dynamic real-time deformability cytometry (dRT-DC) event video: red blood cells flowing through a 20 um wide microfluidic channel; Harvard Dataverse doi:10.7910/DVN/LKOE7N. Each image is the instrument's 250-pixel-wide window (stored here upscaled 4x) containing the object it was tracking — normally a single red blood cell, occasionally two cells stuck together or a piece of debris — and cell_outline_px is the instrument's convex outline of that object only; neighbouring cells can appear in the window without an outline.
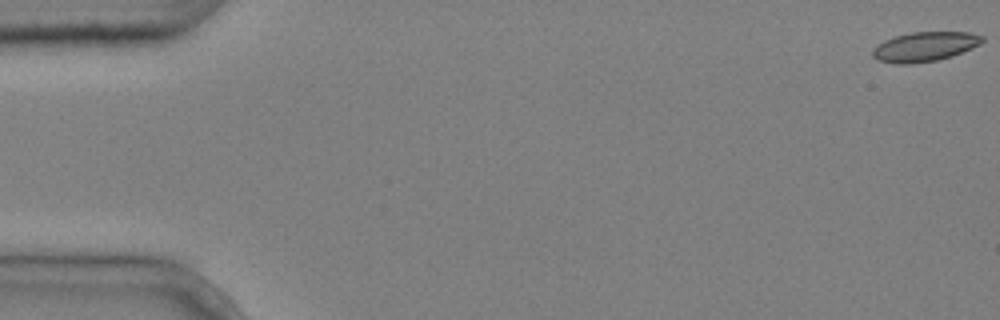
{"species": "common noctule bat (a hibernating species)", "species_latin": "Nyctalus noctula", "temperature_condition": "cold", "stored_images_in_passage": 5, "camera_frame_rate_fps": 3000, "um_per_image_px": 0.085, "animal": {"sex": "male", "body_mass_g": 20.4}, "frame": {"image": 1, "passage_image": 1, "time_ms": 0.0, "image_size_px": [1000, 320], "cell_outline_px": [[984, 40], [980, 44], [972, 48], [952, 56], [936, 60], [912, 64], [896, 64], [880, 60], [872, 56], [872, 52], [884, 40], [896, 36], [912, 32], [968, 32], [984, 36]], "centroid_in_image_um": [78.64, 3.96], "position_along_channel_um": 6.4, "area_um2": 18.67}}